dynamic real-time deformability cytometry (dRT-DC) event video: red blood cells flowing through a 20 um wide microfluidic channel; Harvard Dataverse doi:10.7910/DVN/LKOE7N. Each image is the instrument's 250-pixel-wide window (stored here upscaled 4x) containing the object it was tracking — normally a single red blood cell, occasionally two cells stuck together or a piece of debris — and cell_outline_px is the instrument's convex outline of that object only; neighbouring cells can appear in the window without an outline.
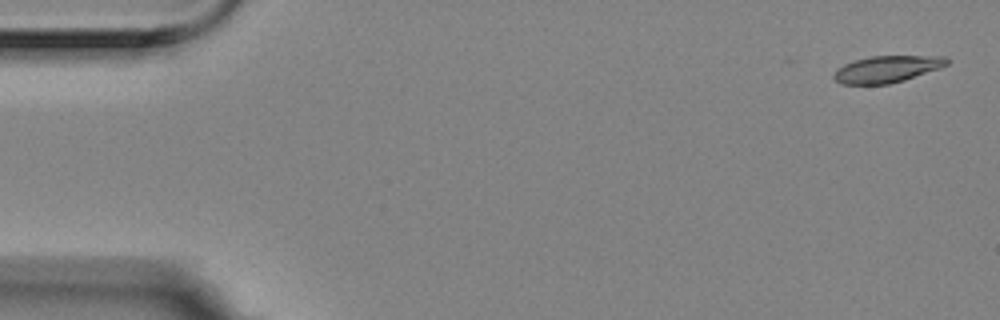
{"species": "Egyptian fruit bat (a non-hibernating species)", "species_latin": "Rousettus aegyptiacus", "temperature_condition": "room temperature", "stored_images_in_passage": 2, "camera_frame_rate_fps": 3000, "um_per_image_px": 0.085, "animal": {"sex": "female"}, "frame": {"image": 1, "passage_image": 2, "time_ms": 0.333, "image_size_px": [1000, 320], "cell_outline_px": [[948, 64], [940, 68], [904, 80], [888, 84], [840, 84], [832, 76], [836, 68], [844, 64], [856, 60], [872, 56], [944, 56], [948, 60]], "centroid_in_image_um": [75.37, 5.88], "position_along_channel_um": 9.6, "area_um2": 17.51}}